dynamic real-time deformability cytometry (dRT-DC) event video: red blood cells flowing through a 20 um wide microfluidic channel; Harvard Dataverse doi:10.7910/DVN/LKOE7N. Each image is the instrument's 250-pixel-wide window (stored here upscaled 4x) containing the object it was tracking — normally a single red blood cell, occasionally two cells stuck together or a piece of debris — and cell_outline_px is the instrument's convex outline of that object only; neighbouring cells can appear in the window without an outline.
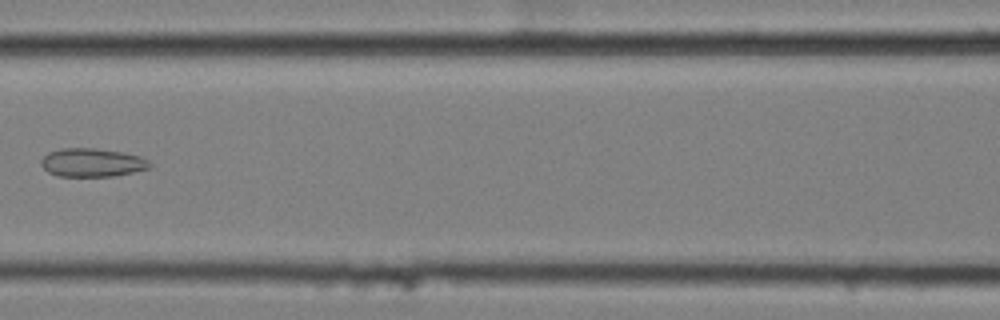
{"species": "common noctule bat (a hibernating species)", "species_latin": "Nyctalus noctula", "temperature_condition": "cold", "stored_images_in_passage": 8, "camera_frame_rate_fps": 3000, "um_per_image_px": 0.085, "animal": {"sex": "female", "body_mass_g": 25.1}, "frame": {"image": 1, "passage_image": 7, "time_ms": 2.0, "image_size_px": [1000, 320], "cell_outline_px": [[152, 164], [148, 168], [132, 172], [112, 176], [60, 176], [48, 172], [40, 164], [40, 160], [48, 152], [60, 148], [96, 148], [124, 152], [140, 156], [148, 160]], "centroid_in_image_um": [7.81, 13.8], "position_along_channel_um": 158.8, "area_um2": 18.03}}
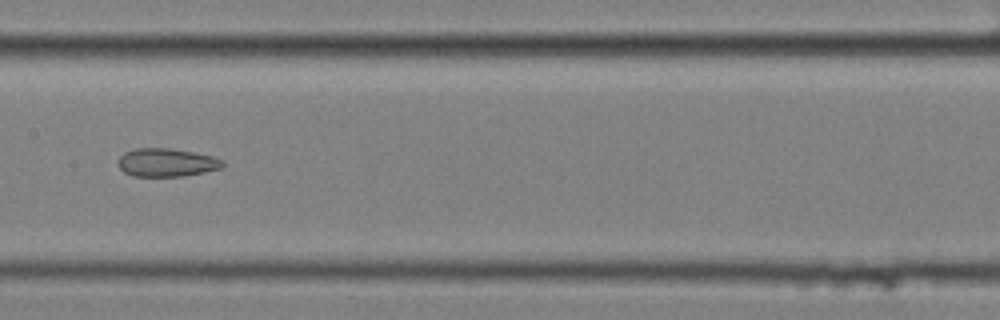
{"frame": {"image": 2, "passage_image": 8, "time_ms": 2.333, "image_size_px": [1000, 320], "cell_outline_px": [[224, 164], [220, 168], [204, 172], [184, 176], [132, 176], [124, 172], [116, 164], [120, 156], [124, 152], [132, 148], [168, 148], [196, 152], [212, 156], [224, 160]], "centroid_in_image_um": [14.13, 13.8], "position_along_channel_um": 193.3, "area_um2": 17.4}}